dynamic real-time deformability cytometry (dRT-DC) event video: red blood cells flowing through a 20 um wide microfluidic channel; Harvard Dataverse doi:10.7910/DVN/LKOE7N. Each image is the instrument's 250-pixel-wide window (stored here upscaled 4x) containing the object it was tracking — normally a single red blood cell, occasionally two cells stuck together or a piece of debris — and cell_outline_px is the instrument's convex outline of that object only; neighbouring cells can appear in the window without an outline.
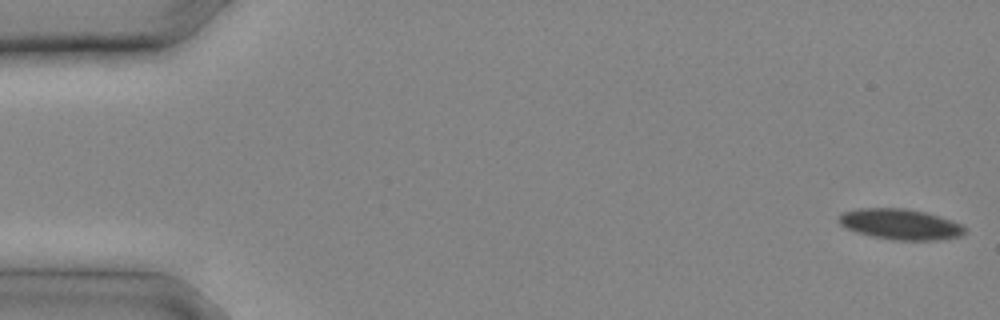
{"species": "common noctule bat (a hibernating species)", "species_latin": "Nyctalus noctula", "temperature_condition": "cold", "stored_images_in_passage": 8, "camera_frame_rate_fps": 3000, "um_per_image_px": 0.085, "animal": {"sex": "male", "body_mass_g": 20.4}, "frame": {"image": 1, "passage_image": 1, "time_ms": 0.0, "image_size_px": [1000, 320], "cell_outline_px": [[964, 232], [960, 236], [936, 240], [896, 240], [872, 236], [856, 232], [840, 224], [836, 220], [844, 212], [856, 208], [904, 208], [924, 212], [940, 216], [952, 220], [960, 224], [964, 228]], "centroid_in_image_um": [76.5, 19.05], "position_along_channel_um": 8.5, "area_um2": 22.31}}